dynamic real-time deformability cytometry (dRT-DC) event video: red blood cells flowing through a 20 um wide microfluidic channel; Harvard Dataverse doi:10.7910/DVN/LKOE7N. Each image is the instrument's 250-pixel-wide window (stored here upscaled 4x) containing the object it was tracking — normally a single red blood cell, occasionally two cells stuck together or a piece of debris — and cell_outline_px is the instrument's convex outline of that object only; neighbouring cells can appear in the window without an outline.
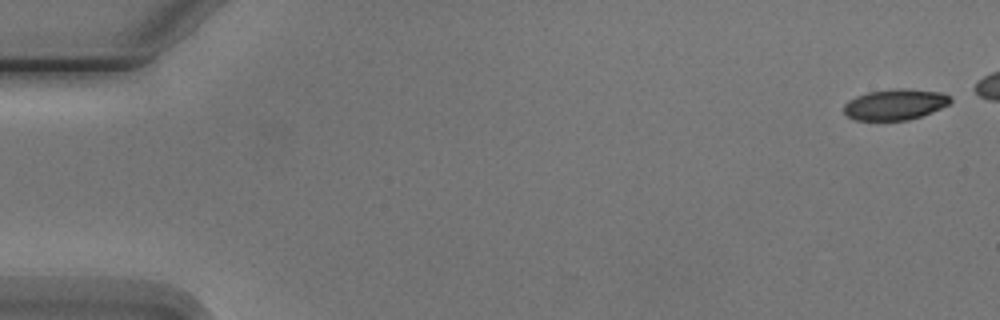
{"species": "Egyptian fruit bat (a non-hibernating species)", "species_latin": "Rousettus aegyptiacus", "temperature_condition": "cold", "stored_images_in_passage": 5, "camera_frame_rate_fps": 3000, "um_per_image_px": 0.085, "animal": {"sex": "male"}, "frame": {"image": 1, "passage_image": 1, "time_ms": 0.0, "image_size_px": [1000, 320], "cell_outline_px": [[952, 100], [948, 104], [940, 108], [920, 116], [908, 120], [856, 120], [848, 116], [844, 112], [844, 104], [848, 100], [856, 96], [868, 92], [892, 88], [904, 88], [940, 92], [948, 96]], "centroid_in_image_um": [76.04, 8.87], "position_along_channel_um": 9.0, "area_um2": 19.02}}